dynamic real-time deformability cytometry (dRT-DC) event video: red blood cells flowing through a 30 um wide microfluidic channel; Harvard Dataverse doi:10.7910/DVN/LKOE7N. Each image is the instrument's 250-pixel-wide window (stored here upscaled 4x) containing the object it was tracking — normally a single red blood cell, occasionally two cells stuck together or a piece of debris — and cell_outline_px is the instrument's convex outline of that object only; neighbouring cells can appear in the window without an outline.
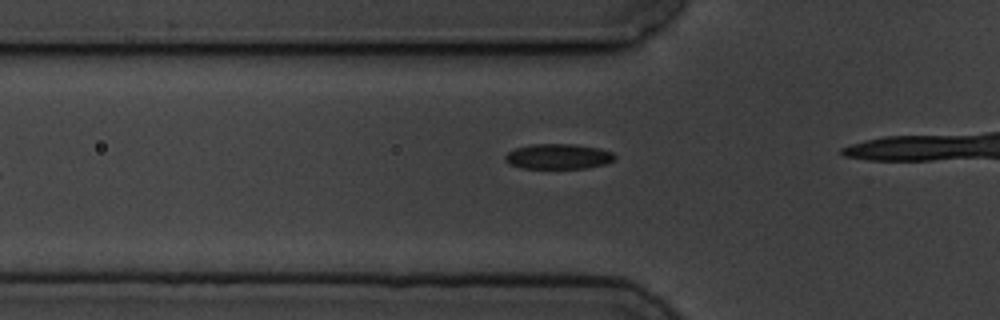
{"species": "common noctule bat (a hibernating species)", "species_latin": "Nyctalus noctula", "temperature_condition": "cold", "stored_images_in_passage": 7, "segment_of_instrument_passage": [2, 2], "camera_frame_rate_fps": 3000, "um_per_image_px": 0.085, "animal": {"sex": "male", "body_mass_g": 19.5, "forearm_length_mm": 54.6}, "frame": {"image": 1, "passage_image": 7, "time_ms": 7.333, "image_size_px": [1000, 320], "cell_outline_px": [[616, 156], [608, 164], [588, 168], [520, 168], [508, 164], [504, 160], [504, 156], [508, 152], [516, 148], [532, 144], [572, 144], [600, 148], [612, 152]], "centroid_in_image_um": [47.45, 13.3], "position_along_channel_um": 78.4, "area_um2": 16.24}}